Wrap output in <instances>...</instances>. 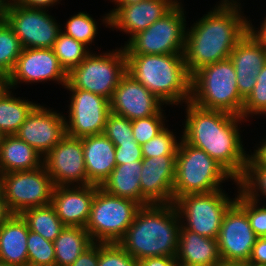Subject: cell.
I'll use <instances>...</instances> for the list:
<instances>
[{
    "mask_svg": "<svg viewBox=\"0 0 266 266\" xmlns=\"http://www.w3.org/2000/svg\"><path fill=\"white\" fill-rule=\"evenodd\" d=\"M241 8L240 0H221L186 28L183 56L190 75L203 66L230 57L249 31L248 16Z\"/></svg>",
    "mask_w": 266,
    "mask_h": 266,
    "instance_id": "cell-1",
    "label": "cell"
},
{
    "mask_svg": "<svg viewBox=\"0 0 266 266\" xmlns=\"http://www.w3.org/2000/svg\"><path fill=\"white\" fill-rule=\"evenodd\" d=\"M185 107L182 138L204 150L238 180L248 161L239 124L247 121L225 111L202 109L190 101L185 103Z\"/></svg>",
    "mask_w": 266,
    "mask_h": 266,
    "instance_id": "cell-2",
    "label": "cell"
},
{
    "mask_svg": "<svg viewBox=\"0 0 266 266\" xmlns=\"http://www.w3.org/2000/svg\"><path fill=\"white\" fill-rule=\"evenodd\" d=\"M180 218L173 203L142 206L118 244L137 262L157 256L176 257Z\"/></svg>",
    "mask_w": 266,
    "mask_h": 266,
    "instance_id": "cell-3",
    "label": "cell"
},
{
    "mask_svg": "<svg viewBox=\"0 0 266 266\" xmlns=\"http://www.w3.org/2000/svg\"><path fill=\"white\" fill-rule=\"evenodd\" d=\"M127 73L166 106L190 101L191 75L183 54H125Z\"/></svg>",
    "mask_w": 266,
    "mask_h": 266,
    "instance_id": "cell-4",
    "label": "cell"
},
{
    "mask_svg": "<svg viewBox=\"0 0 266 266\" xmlns=\"http://www.w3.org/2000/svg\"><path fill=\"white\" fill-rule=\"evenodd\" d=\"M190 102L202 109L241 116L244 99L230 58L203 66L191 75Z\"/></svg>",
    "mask_w": 266,
    "mask_h": 266,
    "instance_id": "cell-5",
    "label": "cell"
},
{
    "mask_svg": "<svg viewBox=\"0 0 266 266\" xmlns=\"http://www.w3.org/2000/svg\"><path fill=\"white\" fill-rule=\"evenodd\" d=\"M237 180L204 150L181 139L176 155L173 202L187 194L210 193L223 189L226 180Z\"/></svg>",
    "mask_w": 266,
    "mask_h": 266,
    "instance_id": "cell-6",
    "label": "cell"
},
{
    "mask_svg": "<svg viewBox=\"0 0 266 266\" xmlns=\"http://www.w3.org/2000/svg\"><path fill=\"white\" fill-rule=\"evenodd\" d=\"M96 53L91 51L68 73L64 88L90 91L111 100L121 78L127 73L124 47Z\"/></svg>",
    "mask_w": 266,
    "mask_h": 266,
    "instance_id": "cell-7",
    "label": "cell"
},
{
    "mask_svg": "<svg viewBox=\"0 0 266 266\" xmlns=\"http://www.w3.org/2000/svg\"><path fill=\"white\" fill-rule=\"evenodd\" d=\"M142 207L136 201L97 188L85 229L93 242L118 243Z\"/></svg>",
    "mask_w": 266,
    "mask_h": 266,
    "instance_id": "cell-8",
    "label": "cell"
},
{
    "mask_svg": "<svg viewBox=\"0 0 266 266\" xmlns=\"http://www.w3.org/2000/svg\"><path fill=\"white\" fill-rule=\"evenodd\" d=\"M186 26V11L178 1L160 19L126 42L125 54H183Z\"/></svg>",
    "mask_w": 266,
    "mask_h": 266,
    "instance_id": "cell-9",
    "label": "cell"
},
{
    "mask_svg": "<svg viewBox=\"0 0 266 266\" xmlns=\"http://www.w3.org/2000/svg\"><path fill=\"white\" fill-rule=\"evenodd\" d=\"M225 190L210 193L187 194L173 202L180 224L203 237L217 239L222 219L228 208L235 202Z\"/></svg>",
    "mask_w": 266,
    "mask_h": 266,
    "instance_id": "cell-10",
    "label": "cell"
},
{
    "mask_svg": "<svg viewBox=\"0 0 266 266\" xmlns=\"http://www.w3.org/2000/svg\"><path fill=\"white\" fill-rule=\"evenodd\" d=\"M3 196L13 215L51 204L54 184L44 165L34 170L2 174Z\"/></svg>",
    "mask_w": 266,
    "mask_h": 266,
    "instance_id": "cell-11",
    "label": "cell"
},
{
    "mask_svg": "<svg viewBox=\"0 0 266 266\" xmlns=\"http://www.w3.org/2000/svg\"><path fill=\"white\" fill-rule=\"evenodd\" d=\"M4 20L14 30L24 48H53L62 30L48 10L10 4Z\"/></svg>",
    "mask_w": 266,
    "mask_h": 266,
    "instance_id": "cell-12",
    "label": "cell"
},
{
    "mask_svg": "<svg viewBox=\"0 0 266 266\" xmlns=\"http://www.w3.org/2000/svg\"><path fill=\"white\" fill-rule=\"evenodd\" d=\"M70 91L68 115L65 116L67 135L82 138L102 134L110 109V100L82 89Z\"/></svg>",
    "mask_w": 266,
    "mask_h": 266,
    "instance_id": "cell-13",
    "label": "cell"
},
{
    "mask_svg": "<svg viewBox=\"0 0 266 266\" xmlns=\"http://www.w3.org/2000/svg\"><path fill=\"white\" fill-rule=\"evenodd\" d=\"M68 73L61 66L52 48H24L12 72L7 76L8 87L13 90L20 83L34 84L54 81L64 86Z\"/></svg>",
    "mask_w": 266,
    "mask_h": 266,
    "instance_id": "cell-14",
    "label": "cell"
},
{
    "mask_svg": "<svg viewBox=\"0 0 266 266\" xmlns=\"http://www.w3.org/2000/svg\"><path fill=\"white\" fill-rule=\"evenodd\" d=\"M54 186H84L87 180L81 138L66 135L44 158Z\"/></svg>",
    "mask_w": 266,
    "mask_h": 266,
    "instance_id": "cell-15",
    "label": "cell"
},
{
    "mask_svg": "<svg viewBox=\"0 0 266 266\" xmlns=\"http://www.w3.org/2000/svg\"><path fill=\"white\" fill-rule=\"evenodd\" d=\"M15 135L44 158L67 135L65 115L38 104Z\"/></svg>",
    "mask_w": 266,
    "mask_h": 266,
    "instance_id": "cell-16",
    "label": "cell"
},
{
    "mask_svg": "<svg viewBox=\"0 0 266 266\" xmlns=\"http://www.w3.org/2000/svg\"><path fill=\"white\" fill-rule=\"evenodd\" d=\"M257 238L247 213L234 202L224 214L217 237L221 259L248 261Z\"/></svg>",
    "mask_w": 266,
    "mask_h": 266,
    "instance_id": "cell-17",
    "label": "cell"
},
{
    "mask_svg": "<svg viewBox=\"0 0 266 266\" xmlns=\"http://www.w3.org/2000/svg\"><path fill=\"white\" fill-rule=\"evenodd\" d=\"M179 0H143L132 5H115L102 17L105 27L125 32L129 39L146 30L166 14Z\"/></svg>",
    "mask_w": 266,
    "mask_h": 266,
    "instance_id": "cell-18",
    "label": "cell"
},
{
    "mask_svg": "<svg viewBox=\"0 0 266 266\" xmlns=\"http://www.w3.org/2000/svg\"><path fill=\"white\" fill-rule=\"evenodd\" d=\"M163 105L166 104L128 73L121 78L110 100L111 113L131 121L164 114Z\"/></svg>",
    "mask_w": 266,
    "mask_h": 266,
    "instance_id": "cell-19",
    "label": "cell"
},
{
    "mask_svg": "<svg viewBox=\"0 0 266 266\" xmlns=\"http://www.w3.org/2000/svg\"><path fill=\"white\" fill-rule=\"evenodd\" d=\"M176 156L143 158L141 205L173 203Z\"/></svg>",
    "mask_w": 266,
    "mask_h": 266,
    "instance_id": "cell-20",
    "label": "cell"
},
{
    "mask_svg": "<svg viewBox=\"0 0 266 266\" xmlns=\"http://www.w3.org/2000/svg\"><path fill=\"white\" fill-rule=\"evenodd\" d=\"M98 187L93 184L54 186L51 205L65 226L85 228Z\"/></svg>",
    "mask_w": 266,
    "mask_h": 266,
    "instance_id": "cell-21",
    "label": "cell"
},
{
    "mask_svg": "<svg viewBox=\"0 0 266 266\" xmlns=\"http://www.w3.org/2000/svg\"><path fill=\"white\" fill-rule=\"evenodd\" d=\"M237 78V88L245 100L253 91L256 78L266 64V48L248 31L230 54Z\"/></svg>",
    "mask_w": 266,
    "mask_h": 266,
    "instance_id": "cell-22",
    "label": "cell"
},
{
    "mask_svg": "<svg viewBox=\"0 0 266 266\" xmlns=\"http://www.w3.org/2000/svg\"><path fill=\"white\" fill-rule=\"evenodd\" d=\"M87 180L101 186L116 167L115 145L102 133L81 138Z\"/></svg>",
    "mask_w": 266,
    "mask_h": 266,
    "instance_id": "cell-23",
    "label": "cell"
},
{
    "mask_svg": "<svg viewBox=\"0 0 266 266\" xmlns=\"http://www.w3.org/2000/svg\"><path fill=\"white\" fill-rule=\"evenodd\" d=\"M28 225L21 215H12L0 226V261L28 266Z\"/></svg>",
    "mask_w": 266,
    "mask_h": 266,
    "instance_id": "cell-24",
    "label": "cell"
},
{
    "mask_svg": "<svg viewBox=\"0 0 266 266\" xmlns=\"http://www.w3.org/2000/svg\"><path fill=\"white\" fill-rule=\"evenodd\" d=\"M220 260L217 239L180 227L177 263L214 266Z\"/></svg>",
    "mask_w": 266,
    "mask_h": 266,
    "instance_id": "cell-25",
    "label": "cell"
},
{
    "mask_svg": "<svg viewBox=\"0 0 266 266\" xmlns=\"http://www.w3.org/2000/svg\"><path fill=\"white\" fill-rule=\"evenodd\" d=\"M43 165V157L16 135H5L0 142V173L34 170Z\"/></svg>",
    "mask_w": 266,
    "mask_h": 266,
    "instance_id": "cell-26",
    "label": "cell"
},
{
    "mask_svg": "<svg viewBox=\"0 0 266 266\" xmlns=\"http://www.w3.org/2000/svg\"><path fill=\"white\" fill-rule=\"evenodd\" d=\"M141 171L142 161L116 165L100 187L109 194L141 204Z\"/></svg>",
    "mask_w": 266,
    "mask_h": 266,
    "instance_id": "cell-27",
    "label": "cell"
},
{
    "mask_svg": "<svg viewBox=\"0 0 266 266\" xmlns=\"http://www.w3.org/2000/svg\"><path fill=\"white\" fill-rule=\"evenodd\" d=\"M53 243L55 266H70L94 242L85 228L65 226Z\"/></svg>",
    "mask_w": 266,
    "mask_h": 266,
    "instance_id": "cell-28",
    "label": "cell"
},
{
    "mask_svg": "<svg viewBox=\"0 0 266 266\" xmlns=\"http://www.w3.org/2000/svg\"><path fill=\"white\" fill-rule=\"evenodd\" d=\"M12 88L0 94V132L15 135L38 103L15 97Z\"/></svg>",
    "mask_w": 266,
    "mask_h": 266,
    "instance_id": "cell-29",
    "label": "cell"
},
{
    "mask_svg": "<svg viewBox=\"0 0 266 266\" xmlns=\"http://www.w3.org/2000/svg\"><path fill=\"white\" fill-rule=\"evenodd\" d=\"M20 215L26 221L29 230L51 242H54L65 227L51 204L27 209Z\"/></svg>",
    "mask_w": 266,
    "mask_h": 266,
    "instance_id": "cell-30",
    "label": "cell"
},
{
    "mask_svg": "<svg viewBox=\"0 0 266 266\" xmlns=\"http://www.w3.org/2000/svg\"><path fill=\"white\" fill-rule=\"evenodd\" d=\"M52 49L67 73L78 66L91 53L89 47L63 32L58 34Z\"/></svg>",
    "mask_w": 266,
    "mask_h": 266,
    "instance_id": "cell-31",
    "label": "cell"
},
{
    "mask_svg": "<svg viewBox=\"0 0 266 266\" xmlns=\"http://www.w3.org/2000/svg\"><path fill=\"white\" fill-rule=\"evenodd\" d=\"M22 50L14 30L5 20L0 21V73L8 76L12 72Z\"/></svg>",
    "mask_w": 266,
    "mask_h": 266,
    "instance_id": "cell-32",
    "label": "cell"
},
{
    "mask_svg": "<svg viewBox=\"0 0 266 266\" xmlns=\"http://www.w3.org/2000/svg\"><path fill=\"white\" fill-rule=\"evenodd\" d=\"M91 16L86 11L71 15L67 19L66 24H64V31L61 30L65 35L73 37L76 41L83 43L87 47L90 46V50L96 38L95 36L98 34L97 21Z\"/></svg>",
    "mask_w": 266,
    "mask_h": 266,
    "instance_id": "cell-33",
    "label": "cell"
},
{
    "mask_svg": "<svg viewBox=\"0 0 266 266\" xmlns=\"http://www.w3.org/2000/svg\"><path fill=\"white\" fill-rule=\"evenodd\" d=\"M237 181L239 190L246 197L257 202L262 201L260 196L266 198V169L255 166L249 159L243 175Z\"/></svg>",
    "mask_w": 266,
    "mask_h": 266,
    "instance_id": "cell-34",
    "label": "cell"
},
{
    "mask_svg": "<svg viewBox=\"0 0 266 266\" xmlns=\"http://www.w3.org/2000/svg\"><path fill=\"white\" fill-rule=\"evenodd\" d=\"M168 128L167 125L154 138L141 145L143 158L177 155L182 135L176 137L177 135ZM177 138L180 140H177Z\"/></svg>",
    "mask_w": 266,
    "mask_h": 266,
    "instance_id": "cell-35",
    "label": "cell"
},
{
    "mask_svg": "<svg viewBox=\"0 0 266 266\" xmlns=\"http://www.w3.org/2000/svg\"><path fill=\"white\" fill-rule=\"evenodd\" d=\"M27 251L28 266H55L54 243L31 230L28 231Z\"/></svg>",
    "mask_w": 266,
    "mask_h": 266,
    "instance_id": "cell-36",
    "label": "cell"
},
{
    "mask_svg": "<svg viewBox=\"0 0 266 266\" xmlns=\"http://www.w3.org/2000/svg\"><path fill=\"white\" fill-rule=\"evenodd\" d=\"M235 202L247 213L249 223L257 237H266V203L254 201L246 197L240 190L238 183Z\"/></svg>",
    "mask_w": 266,
    "mask_h": 266,
    "instance_id": "cell-37",
    "label": "cell"
},
{
    "mask_svg": "<svg viewBox=\"0 0 266 266\" xmlns=\"http://www.w3.org/2000/svg\"><path fill=\"white\" fill-rule=\"evenodd\" d=\"M266 115V64L260 70L253 91L244 100L241 116L249 121V117ZM248 119V120H247Z\"/></svg>",
    "mask_w": 266,
    "mask_h": 266,
    "instance_id": "cell-38",
    "label": "cell"
},
{
    "mask_svg": "<svg viewBox=\"0 0 266 266\" xmlns=\"http://www.w3.org/2000/svg\"><path fill=\"white\" fill-rule=\"evenodd\" d=\"M165 114H155L150 117L135 119L132 122V134L135 141L142 145L154 138L166 125ZM166 122V123H165Z\"/></svg>",
    "mask_w": 266,
    "mask_h": 266,
    "instance_id": "cell-39",
    "label": "cell"
},
{
    "mask_svg": "<svg viewBox=\"0 0 266 266\" xmlns=\"http://www.w3.org/2000/svg\"><path fill=\"white\" fill-rule=\"evenodd\" d=\"M103 134L115 147L120 143L135 142L131 120L113 113H110L107 118Z\"/></svg>",
    "mask_w": 266,
    "mask_h": 266,
    "instance_id": "cell-40",
    "label": "cell"
},
{
    "mask_svg": "<svg viewBox=\"0 0 266 266\" xmlns=\"http://www.w3.org/2000/svg\"><path fill=\"white\" fill-rule=\"evenodd\" d=\"M98 266H137V261L118 243H99Z\"/></svg>",
    "mask_w": 266,
    "mask_h": 266,
    "instance_id": "cell-41",
    "label": "cell"
},
{
    "mask_svg": "<svg viewBox=\"0 0 266 266\" xmlns=\"http://www.w3.org/2000/svg\"><path fill=\"white\" fill-rule=\"evenodd\" d=\"M116 165L134 163V161H142L141 145L135 142L120 143L115 150Z\"/></svg>",
    "mask_w": 266,
    "mask_h": 266,
    "instance_id": "cell-42",
    "label": "cell"
},
{
    "mask_svg": "<svg viewBox=\"0 0 266 266\" xmlns=\"http://www.w3.org/2000/svg\"><path fill=\"white\" fill-rule=\"evenodd\" d=\"M99 243L94 242L70 266H98Z\"/></svg>",
    "mask_w": 266,
    "mask_h": 266,
    "instance_id": "cell-43",
    "label": "cell"
},
{
    "mask_svg": "<svg viewBox=\"0 0 266 266\" xmlns=\"http://www.w3.org/2000/svg\"><path fill=\"white\" fill-rule=\"evenodd\" d=\"M252 266H266V237H259L248 260Z\"/></svg>",
    "mask_w": 266,
    "mask_h": 266,
    "instance_id": "cell-44",
    "label": "cell"
},
{
    "mask_svg": "<svg viewBox=\"0 0 266 266\" xmlns=\"http://www.w3.org/2000/svg\"><path fill=\"white\" fill-rule=\"evenodd\" d=\"M254 149V152L251 154L248 152V159L257 167L261 169H266V137L261 139Z\"/></svg>",
    "mask_w": 266,
    "mask_h": 266,
    "instance_id": "cell-45",
    "label": "cell"
},
{
    "mask_svg": "<svg viewBox=\"0 0 266 266\" xmlns=\"http://www.w3.org/2000/svg\"><path fill=\"white\" fill-rule=\"evenodd\" d=\"M62 0H10V4L33 9L48 10Z\"/></svg>",
    "mask_w": 266,
    "mask_h": 266,
    "instance_id": "cell-46",
    "label": "cell"
},
{
    "mask_svg": "<svg viewBox=\"0 0 266 266\" xmlns=\"http://www.w3.org/2000/svg\"><path fill=\"white\" fill-rule=\"evenodd\" d=\"M176 257L157 256L142 259L137 262V266H176Z\"/></svg>",
    "mask_w": 266,
    "mask_h": 266,
    "instance_id": "cell-47",
    "label": "cell"
},
{
    "mask_svg": "<svg viewBox=\"0 0 266 266\" xmlns=\"http://www.w3.org/2000/svg\"><path fill=\"white\" fill-rule=\"evenodd\" d=\"M263 20L258 29L253 26L252 20L249 19V32L266 48V16Z\"/></svg>",
    "mask_w": 266,
    "mask_h": 266,
    "instance_id": "cell-48",
    "label": "cell"
},
{
    "mask_svg": "<svg viewBox=\"0 0 266 266\" xmlns=\"http://www.w3.org/2000/svg\"><path fill=\"white\" fill-rule=\"evenodd\" d=\"M13 213L10 211L6 200L4 199L3 193L0 195V226L6 222Z\"/></svg>",
    "mask_w": 266,
    "mask_h": 266,
    "instance_id": "cell-49",
    "label": "cell"
},
{
    "mask_svg": "<svg viewBox=\"0 0 266 266\" xmlns=\"http://www.w3.org/2000/svg\"><path fill=\"white\" fill-rule=\"evenodd\" d=\"M214 266H249V262L248 261H234V260L221 259Z\"/></svg>",
    "mask_w": 266,
    "mask_h": 266,
    "instance_id": "cell-50",
    "label": "cell"
},
{
    "mask_svg": "<svg viewBox=\"0 0 266 266\" xmlns=\"http://www.w3.org/2000/svg\"><path fill=\"white\" fill-rule=\"evenodd\" d=\"M10 6V0H0V21L4 20L7 10Z\"/></svg>",
    "mask_w": 266,
    "mask_h": 266,
    "instance_id": "cell-51",
    "label": "cell"
},
{
    "mask_svg": "<svg viewBox=\"0 0 266 266\" xmlns=\"http://www.w3.org/2000/svg\"><path fill=\"white\" fill-rule=\"evenodd\" d=\"M8 88L7 76L0 73V94Z\"/></svg>",
    "mask_w": 266,
    "mask_h": 266,
    "instance_id": "cell-52",
    "label": "cell"
},
{
    "mask_svg": "<svg viewBox=\"0 0 266 266\" xmlns=\"http://www.w3.org/2000/svg\"><path fill=\"white\" fill-rule=\"evenodd\" d=\"M110 1L114 2L115 5H132L143 0H110Z\"/></svg>",
    "mask_w": 266,
    "mask_h": 266,
    "instance_id": "cell-53",
    "label": "cell"
},
{
    "mask_svg": "<svg viewBox=\"0 0 266 266\" xmlns=\"http://www.w3.org/2000/svg\"><path fill=\"white\" fill-rule=\"evenodd\" d=\"M176 266H208V265H190V264L177 263Z\"/></svg>",
    "mask_w": 266,
    "mask_h": 266,
    "instance_id": "cell-54",
    "label": "cell"
},
{
    "mask_svg": "<svg viewBox=\"0 0 266 266\" xmlns=\"http://www.w3.org/2000/svg\"><path fill=\"white\" fill-rule=\"evenodd\" d=\"M3 193V188H2V174L0 173V195Z\"/></svg>",
    "mask_w": 266,
    "mask_h": 266,
    "instance_id": "cell-55",
    "label": "cell"
},
{
    "mask_svg": "<svg viewBox=\"0 0 266 266\" xmlns=\"http://www.w3.org/2000/svg\"><path fill=\"white\" fill-rule=\"evenodd\" d=\"M0 266H12V265H9V264H7L6 262H2V261H0Z\"/></svg>",
    "mask_w": 266,
    "mask_h": 266,
    "instance_id": "cell-56",
    "label": "cell"
},
{
    "mask_svg": "<svg viewBox=\"0 0 266 266\" xmlns=\"http://www.w3.org/2000/svg\"><path fill=\"white\" fill-rule=\"evenodd\" d=\"M3 134L0 132V142L2 141Z\"/></svg>",
    "mask_w": 266,
    "mask_h": 266,
    "instance_id": "cell-57",
    "label": "cell"
}]
</instances>
